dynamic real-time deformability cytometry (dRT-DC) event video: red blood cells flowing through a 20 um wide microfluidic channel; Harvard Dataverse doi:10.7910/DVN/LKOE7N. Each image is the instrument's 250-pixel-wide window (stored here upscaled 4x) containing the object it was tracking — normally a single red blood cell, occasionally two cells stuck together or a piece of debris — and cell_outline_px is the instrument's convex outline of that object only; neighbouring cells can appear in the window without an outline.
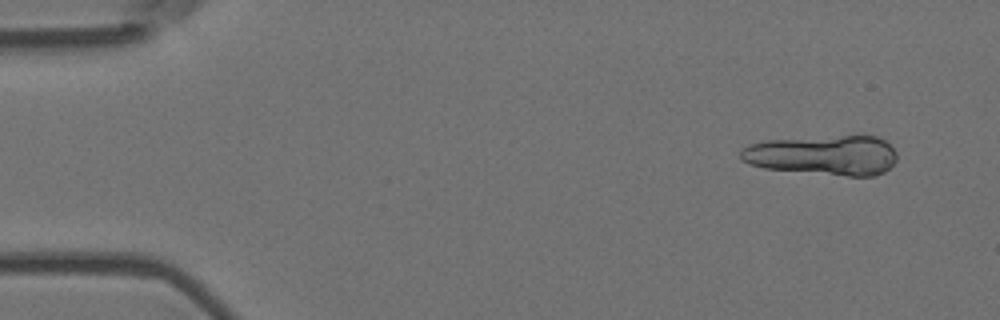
{"species": "Egyptian fruit bat (a non-hibernating species)", "species_latin": "Rousettus aegyptiacus", "temperature_condition": "room temperature", "stored_images_in_passage": 7, "segment_of_instrument_passage": [1, 2], "camera_frame_rate_fps": 3000, "um_per_image_px": 0.085, "animal": {"sex": "female"}, "frame": {"image": 1, "passage_image": 1, "time_ms": 0.0, "image_size_px": [1000, 320], "cell_outline_px": [[896, 160], [884, 172], [872, 176], [848, 176], [764, 168], [740, 160], [740, 152], [744, 148], [752, 144], [764, 140], [844, 136], [876, 136], [884, 140], [896, 152]], "centroid_in_image_um": [69.99, 13.19], "position_along_channel_um": 15.0, "area_um2": 35.89}}